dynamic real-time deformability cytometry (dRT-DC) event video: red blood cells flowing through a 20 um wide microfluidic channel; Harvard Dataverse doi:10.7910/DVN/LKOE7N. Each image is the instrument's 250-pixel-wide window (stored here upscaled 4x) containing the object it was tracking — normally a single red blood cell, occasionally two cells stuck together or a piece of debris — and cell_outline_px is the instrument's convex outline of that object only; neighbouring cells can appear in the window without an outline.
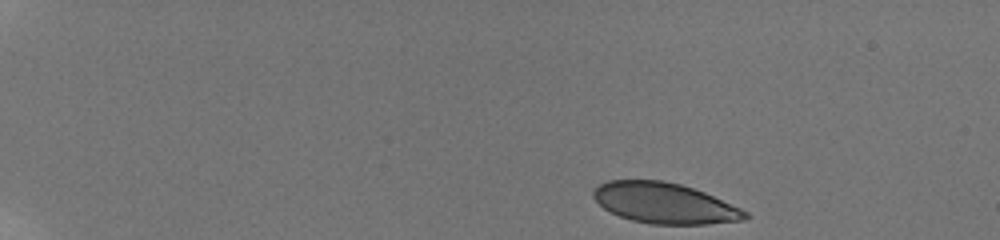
{"species": "human", "species_latin": "Homo sapiens", "temperature_condition": "room temperature", "stored_images_in_passage": 48, "camera_frame_rate_fps": 3000, "um_per_image_px": 0.085, "donor": {"sex": "male"}, "frame": {"image": 1, "passage_image": 1, "time_ms": 0.0, "image_size_px": [1000, 240], "cell_outline_px": [[752, 216], [744, 220], [708, 224], [652, 224], [632, 220], [620, 216], [604, 208], [592, 196], [592, 192], [600, 184], [608, 180], [664, 180], [680, 184], [704, 192], [740, 208], [748, 212]], "centroid_in_image_um": [56.5, 17.27], "position_along_channel_um": 28.5, "area_um2": 35.78}}
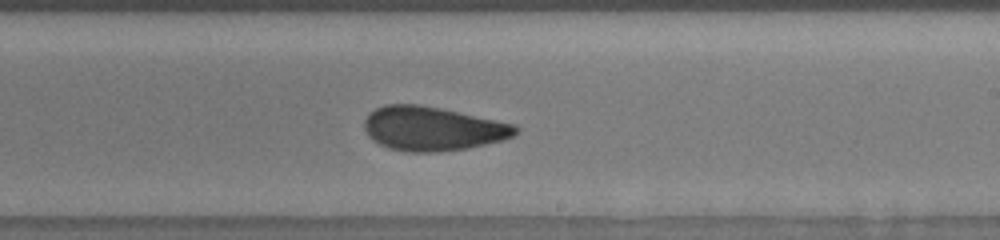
{"frame": {"image": 2, "passage_image": 29, "time_ms": 9.333, "image_size_px": [1000, 240], "cell_outline_px": [[520, 132], [504, 140], [468, 148], [436, 152], [408, 152], [388, 148], [372, 140], [368, 136], [364, 128], [364, 120], [376, 108], [384, 104], [416, 104], [440, 108], [516, 124], [520, 128]], "centroid_in_image_um": [36.79, 10.94], "position_along_channel_um": 252.2, "area_um2": 38.96}}
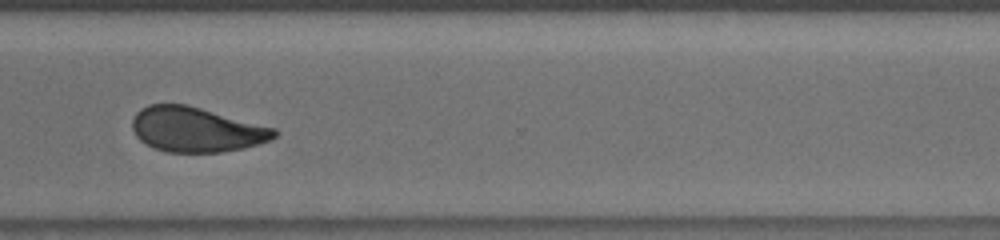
{"frame": {"image": 3, "passage_image": 37, "time_ms": 12.0, "image_size_px": [1000, 240], "cell_outline_px": [[276, 136], [272, 140], [244, 148], [220, 152], [164, 152], [144, 144], [136, 136], [132, 128], [132, 120], [136, 112], [140, 108], [148, 104], [184, 104], [200, 108], [276, 128]], "centroid_in_image_um": [16.65, 11.02], "position_along_channel_um": 353.9, "area_um2": 37.17}, "authors_computed_cell_mechanics": {"area_um2": 38.148, "velocity_mm_per_s": 3.8103, "shape_relaxation_time_tau1_ms": 5.6597, "shape_relaxation_time_tau2_ms": 1.0491, "deformation_change_tau1": 0.1358, "deformation_change_tau2": 0.0489}}